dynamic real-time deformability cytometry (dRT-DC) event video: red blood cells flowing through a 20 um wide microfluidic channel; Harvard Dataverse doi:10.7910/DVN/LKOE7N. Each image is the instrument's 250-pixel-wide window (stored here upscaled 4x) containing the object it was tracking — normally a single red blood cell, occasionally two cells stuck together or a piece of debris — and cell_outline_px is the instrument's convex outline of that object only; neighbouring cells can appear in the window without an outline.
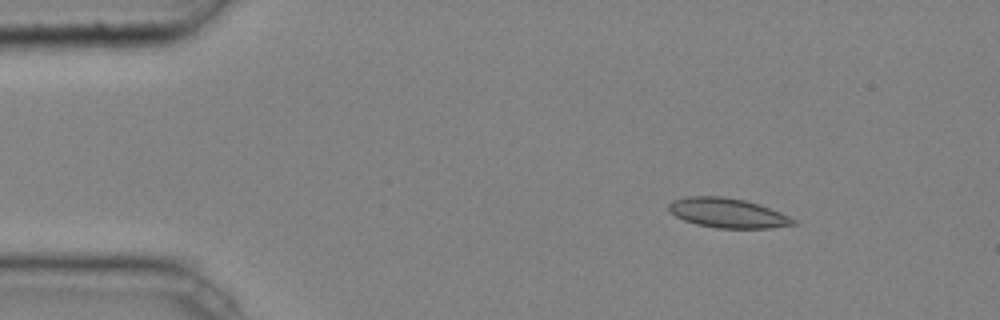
{"species": "common noctule bat (a hibernating species)", "species_latin": "Nyctalus noctula", "temperature_condition": "cold", "stored_images_in_passage": 3, "camera_frame_rate_fps": 3000, "um_per_image_px": 0.085, "animal": {"sex": "male", "body_mass_g": 20.4}, "frame": {"image": 1, "passage_image": 1, "time_ms": 0.0, "image_size_px": [1000, 320], "cell_outline_px": [[796, 224], [772, 228], [716, 228], [696, 224], [684, 220], [676, 216], [668, 208], [668, 204], [672, 200], [684, 196], [724, 196], [744, 200], [760, 204], [780, 212], [796, 220]], "centroid_in_image_um": [61.84, 18.09], "position_along_channel_um": 23.2, "area_um2": 21.56}}
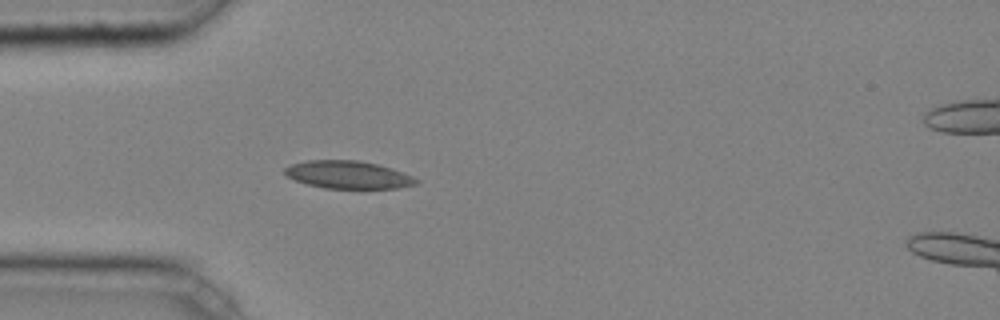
{"frame": {"image": 2, "passage_image": 3, "time_ms": 0.667, "image_size_px": [1000, 320], "cell_outline_px": [[420, 180], [416, 184], [396, 188], [324, 188], [308, 184], [296, 180], [288, 176], [284, 172], [284, 168], [292, 164], [308, 160], [356, 160], [376, 164], [392, 168]], "centroid_in_image_um": [29.58, 14.85], "position_along_channel_um": 55.4, "area_um2": 20.92}}